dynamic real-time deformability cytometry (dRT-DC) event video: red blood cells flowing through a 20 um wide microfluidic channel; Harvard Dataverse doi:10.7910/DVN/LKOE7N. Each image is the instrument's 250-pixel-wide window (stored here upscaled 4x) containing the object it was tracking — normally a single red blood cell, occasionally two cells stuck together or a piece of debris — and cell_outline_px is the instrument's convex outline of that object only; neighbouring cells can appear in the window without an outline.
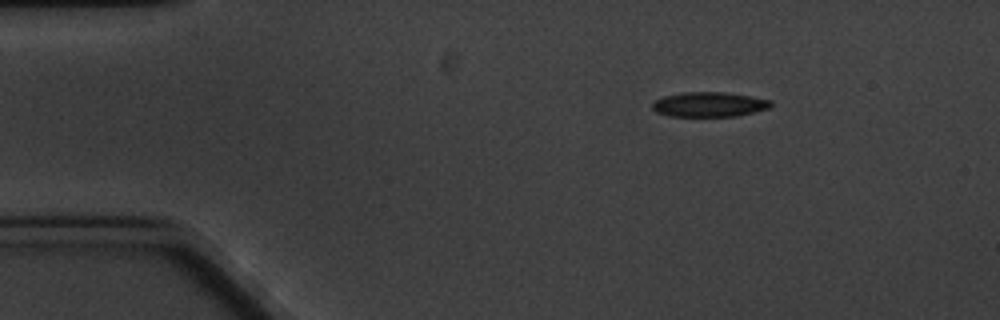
{"species": "common noctule bat (a hibernating species)", "species_latin": "Nyctalus noctula", "temperature_condition": "cold", "stored_images_in_passage": 3, "camera_frame_rate_fps": 3000, "um_per_image_px": 0.085, "animal": {"sex": "male", "body_mass_g": 20.1, "forearm_length_mm": 53.5}, "frame": {"image": 1, "passage_image": 1, "time_ms": 0.0, "image_size_px": [1000, 320], "cell_outline_px": [[772, 104], [768, 108], [736, 116], [668, 116], [656, 112], [652, 108], [652, 104], [656, 100], [664, 96], [684, 92], [724, 92], [772, 100]], "centroid_in_image_um": [60.25, 8.88], "position_along_channel_um": 24.7, "area_um2": 16.94}}